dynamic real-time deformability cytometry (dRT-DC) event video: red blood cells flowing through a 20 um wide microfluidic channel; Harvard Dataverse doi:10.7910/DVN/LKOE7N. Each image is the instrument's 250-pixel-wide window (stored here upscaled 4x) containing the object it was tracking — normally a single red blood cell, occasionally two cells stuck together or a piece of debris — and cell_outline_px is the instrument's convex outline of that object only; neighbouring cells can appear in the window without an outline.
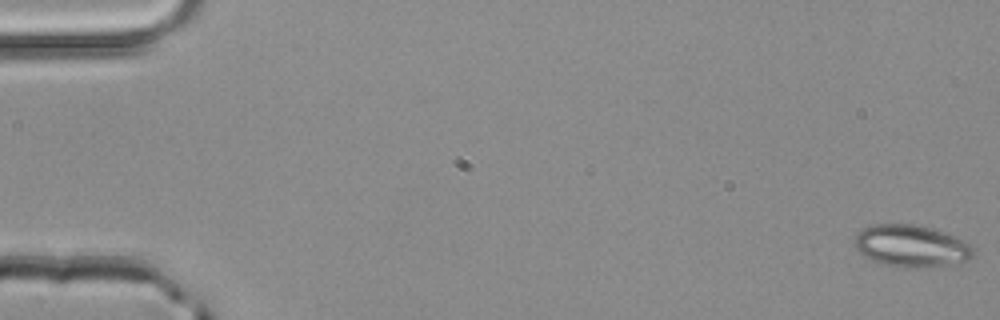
{"species": "common noctule bat (a hibernating species)", "species_latin": "Nyctalus noctula", "temperature_condition": "room temperature", "stored_images_in_passage": 3, "camera_frame_rate_fps": 3000, "um_per_image_px": 0.085, "animal": {"sex": "male", "body_mass_g": 20.4}, "frame": {"image": 1, "passage_image": 1, "time_ms": 0.0, "image_size_px": [1000, 320], "cell_outline_px": [[972, 256], [968, 260], [948, 264], [908, 268], [884, 264], [872, 260], [864, 256], [860, 252], [856, 244], [856, 236], [864, 228], [872, 224], [912, 224], [932, 228], [956, 236], [968, 244], [972, 248]], "centroid_in_image_um": [77.45, 20.89], "position_along_channel_um": 7.5, "area_um2": 28.44}}